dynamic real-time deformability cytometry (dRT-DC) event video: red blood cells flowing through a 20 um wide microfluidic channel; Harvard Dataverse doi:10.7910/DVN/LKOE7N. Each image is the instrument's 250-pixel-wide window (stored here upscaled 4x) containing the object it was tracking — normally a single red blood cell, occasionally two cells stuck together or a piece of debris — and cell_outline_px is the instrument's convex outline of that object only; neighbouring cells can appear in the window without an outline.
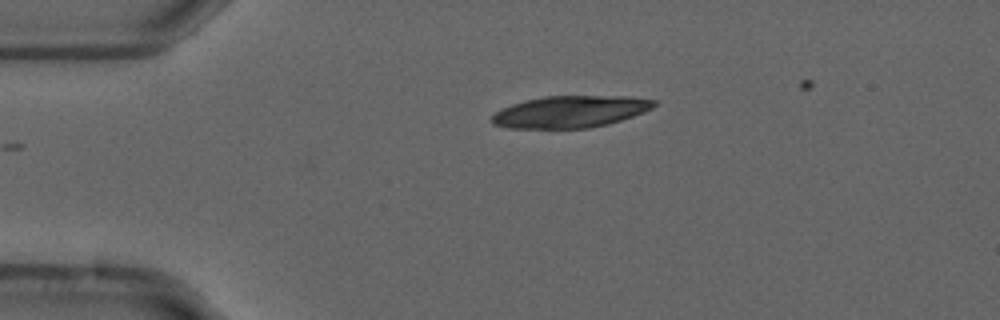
{"species": "common noctule bat (a hibernating species)", "species_latin": "Nyctalus noctula", "temperature_condition": "cold", "stored_images_in_passage": 34, "camera_frame_rate_fps": 3000, "um_per_image_px": 0.085, "animal": {"sex": "male", "forearm_length_mm": 52.5}, "frame": {"image": 1, "passage_image": 1, "time_ms": 0.0, "image_size_px": [1000, 320], "cell_outline_px": [[656, 104], [652, 108], [644, 112], [608, 124], [588, 128], [508, 128], [492, 124], [492, 116], [496, 112], [512, 104], [524, 100], [544, 96], [628, 96], [656, 100]], "centroid_in_image_um": [48.48, 9.49], "position_along_channel_um": 36.5, "area_um2": 30.0}}